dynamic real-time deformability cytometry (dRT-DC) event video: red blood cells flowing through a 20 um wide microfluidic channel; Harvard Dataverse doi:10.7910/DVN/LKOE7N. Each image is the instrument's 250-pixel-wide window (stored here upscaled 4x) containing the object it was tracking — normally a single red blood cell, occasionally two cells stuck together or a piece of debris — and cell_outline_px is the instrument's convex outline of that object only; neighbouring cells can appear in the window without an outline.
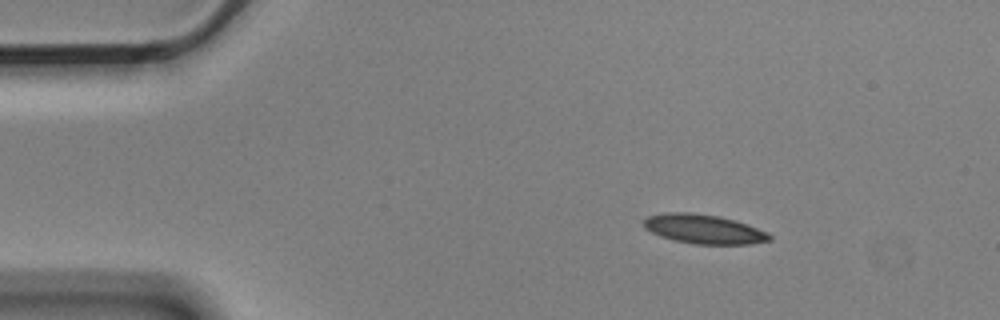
{"species": "Egyptian fruit bat (a non-hibernating species)", "species_latin": "Rousettus aegyptiacus", "temperature_condition": "cold", "stored_images_in_passage": 3, "camera_frame_rate_fps": 3000, "um_per_image_px": 0.085, "animal": {"sex": "male"}, "frame": {"image": 1, "passage_image": 1, "time_ms": 0.0, "image_size_px": [1000, 320], "cell_outline_px": [[772, 240], [752, 244], [696, 244], [676, 240], [660, 236], [644, 228], [644, 220], [648, 216], [664, 212], [692, 212], [720, 216], [736, 220], [748, 224], [768, 232], [772, 236]], "centroid_in_image_um": [59.86, 19.46], "position_along_channel_um": 25.1, "area_um2": 21.62}}